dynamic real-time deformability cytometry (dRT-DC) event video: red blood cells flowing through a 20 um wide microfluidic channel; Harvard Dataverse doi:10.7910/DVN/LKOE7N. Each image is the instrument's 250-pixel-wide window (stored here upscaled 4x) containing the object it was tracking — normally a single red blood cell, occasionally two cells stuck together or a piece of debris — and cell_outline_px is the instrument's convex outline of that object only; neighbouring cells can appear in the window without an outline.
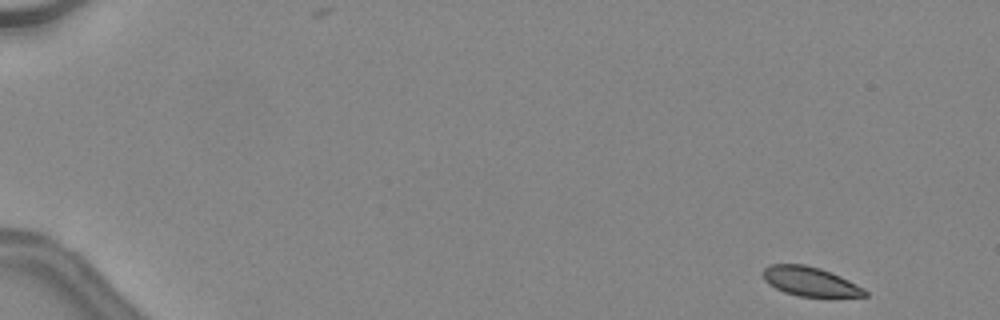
{"species": "common noctule bat (a hibernating species)", "species_latin": "Nyctalus noctula", "temperature_condition": "warm", "stored_images_in_passage": 45, "camera_frame_rate_fps": 3000, "um_per_image_px": 0.085, "animal": {"sex": "female", "body_mass_g": 24.6, "forearm_length_mm": 56.2}, "frame": {"image": 1, "passage_image": 1, "time_ms": 0.0, "image_size_px": [1000, 320], "cell_outline_px": [[868, 296], [800, 296], [784, 292], [768, 284], [764, 280], [764, 268], [768, 264], [804, 264], [820, 268], [832, 272], [864, 288], [868, 292]], "centroid_in_image_um": [68.85, 23.91], "position_along_channel_um": 16.2, "area_um2": 17.22}}
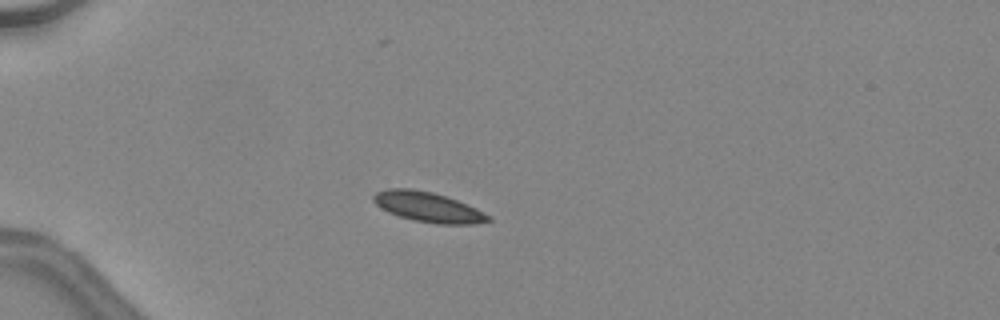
{"frame": {"image": 2, "passage_image": 12, "time_ms": 3.667, "image_size_px": [1000, 320], "cell_outline_px": [[492, 220], [476, 224], [436, 224], [412, 220], [388, 212], [380, 208], [372, 200], [372, 196], [376, 192], [388, 188], [412, 188], [432, 192], [456, 200], [476, 208], [492, 216]], "centroid_in_image_um": [36.38, 17.6], "position_along_channel_um": 48.6, "area_um2": 20.17}}
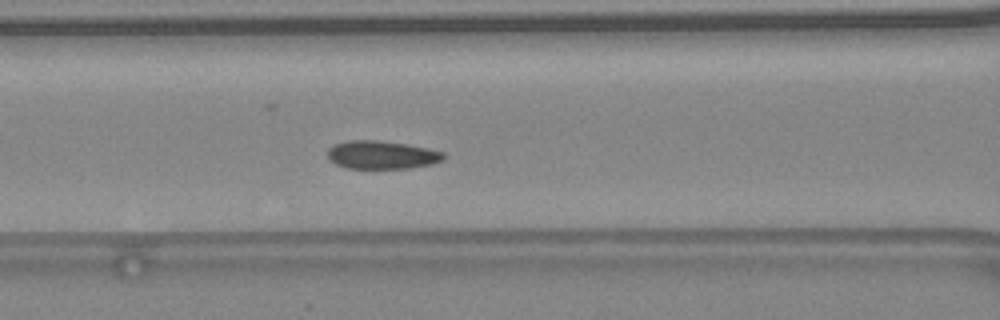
{"frame": {"image": 3, "passage_image": 20, "time_ms": 6.333, "image_size_px": [1000, 320], "cell_outline_px": [[444, 160], [432, 164], [408, 168], [344, 168], [336, 164], [328, 156], [328, 148], [332, 144], [348, 140], [376, 140], [408, 144], [428, 148], [444, 152]], "centroid_in_image_um": [32.45, 13.15], "position_along_channel_um": 134.2, "area_um2": 19.13}, "authors_computed_cell_mechanics": {"area_um2": 19.1318, "velocity_mm_per_s": 4.4892, "shape_relaxation_time_tau1_ms": 0.9186, "shape_relaxation_time_tau2_ms": null, "deformation_change_tau1": 0.0684, "deformation_change_tau2": null}}